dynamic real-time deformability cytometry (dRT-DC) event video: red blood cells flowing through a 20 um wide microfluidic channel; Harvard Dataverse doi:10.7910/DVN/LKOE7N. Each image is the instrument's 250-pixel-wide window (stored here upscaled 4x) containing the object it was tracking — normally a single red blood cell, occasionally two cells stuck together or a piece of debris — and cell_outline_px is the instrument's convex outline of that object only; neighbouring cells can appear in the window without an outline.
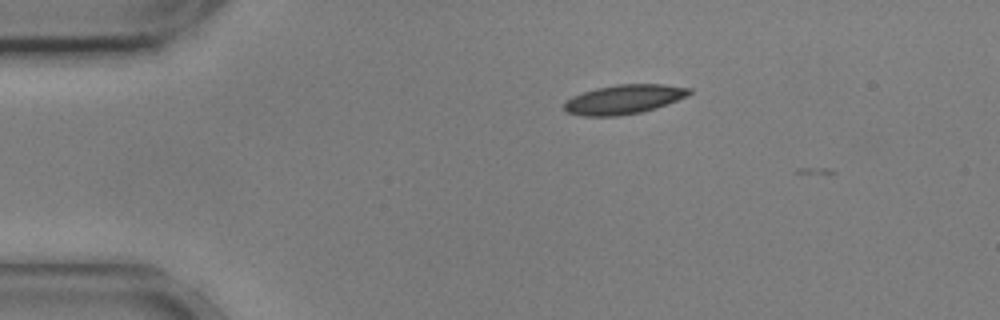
{"species": "common noctule bat (a hibernating species)", "species_latin": "Nyctalus noctula", "temperature_condition": "cold", "stored_images_in_passage": 5, "camera_frame_rate_fps": 3000, "um_per_image_px": 0.085, "animal": {"sex": "male", "body_mass_g": 17.9, "forearm_length_mm": 54.2}, "frame": {"image": 1, "passage_image": 1, "time_ms": 0.0, "image_size_px": [1000, 320], "cell_outline_px": [[692, 92], [688, 96], [656, 108], [640, 112], [616, 116], [580, 116], [564, 112], [564, 104], [572, 96], [596, 88], [616, 84], [664, 84], [692, 88]], "centroid_in_image_um": [53.04, 8.44], "position_along_channel_um": 32.0, "area_um2": 21.44}}